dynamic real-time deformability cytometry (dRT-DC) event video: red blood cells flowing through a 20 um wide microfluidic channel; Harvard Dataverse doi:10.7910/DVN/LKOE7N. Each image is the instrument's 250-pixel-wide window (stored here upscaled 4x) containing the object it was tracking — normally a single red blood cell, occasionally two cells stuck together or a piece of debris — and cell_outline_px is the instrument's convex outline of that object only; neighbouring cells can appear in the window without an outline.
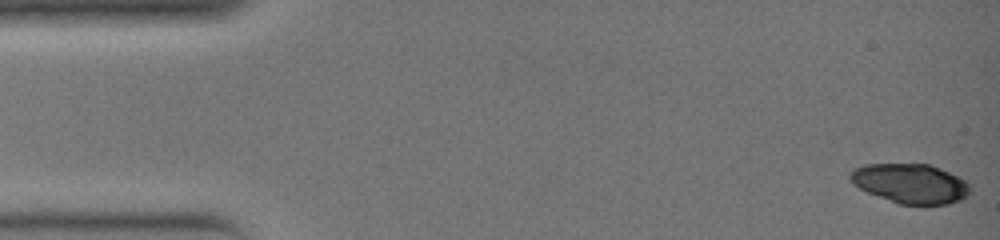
{"species": "common noctule bat (a hibernating species)", "species_latin": "Nyctalus noctula", "temperature_condition": "warm", "stored_images_in_passage": 18, "camera_frame_rate_fps": 3000, "um_per_image_px": 0.085, "animal": {"sex": "female", "body_mass_g": 19.0, "forearm_length_mm": 51.5}, "frame": {"image": 1, "passage_image": 1, "time_ms": 0.0, "image_size_px": [1000, 240], "cell_outline_px": [[968, 192], [960, 200], [948, 204], [900, 204], [868, 192], [852, 184], [848, 176], [856, 168], [864, 164], [928, 164], [948, 172], [964, 180], [968, 184]], "centroid_in_image_um": [77.34, 15.59], "position_along_channel_um": 7.7, "area_um2": 27.05}}
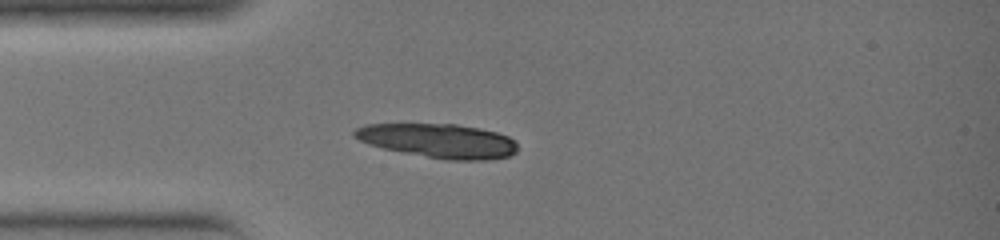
{"frame": {"image": 2, "passage_image": 10, "time_ms": 3.0, "image_size_px": [1000, 240], "cell_outline_px": [[516, 152], [508, 156], [484, 160], [448, 160], [384, 148], [360, 140], [352, 136], [352, 132], [356, 128], [364, 124], [456, 124], [480, 128], [496, 132], [508, 136], [516, 140]], "centroid_in_image_um": [37.29, 11.95], "position_along_channel_um": 47.7, "area_um2": 32.14}}